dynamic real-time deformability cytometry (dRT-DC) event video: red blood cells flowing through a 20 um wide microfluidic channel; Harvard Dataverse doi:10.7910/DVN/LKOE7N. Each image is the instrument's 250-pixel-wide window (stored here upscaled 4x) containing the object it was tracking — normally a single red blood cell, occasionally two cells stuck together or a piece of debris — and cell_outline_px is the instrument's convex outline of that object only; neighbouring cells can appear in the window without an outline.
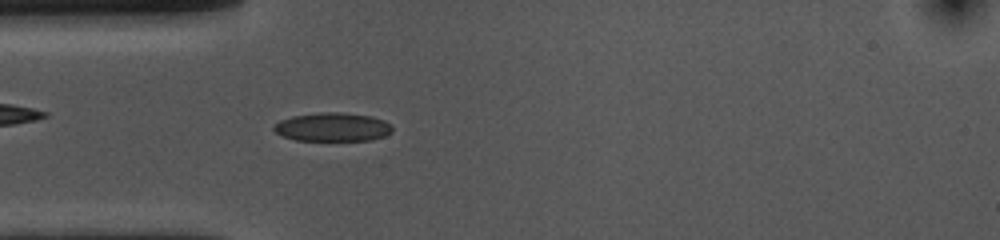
{"species": "common noctule bat (a hibernating species)", "species_latin": "Nyctalus noctula", "temperature_condition": "cold", "stored_images_in_passage": 49, "camera_frame_rate_fps": 3000, "um_per_image_px": 0.085, "animal": {"sex": "female", "body_mass_g": 10.0, "forearm_length_mm": 53.1}, "frame": {"image": 1, "passage_image": 10, "time_ms": 3.0, "image_size_px": [1000, 240], "cell_outline_px": [[392, 132], [384, 136], [372, 140], [296, 140], [284, 136], [276, 132], [272, 128], [280, 120], [292, 116], [320, 112], [344, 112], [372, 116], [384, 120], [392, 128]], "centroid_in_image_um": [28.28, 10.79], "position_along_channel_um": 56.7, "area_um2": 19.71}}
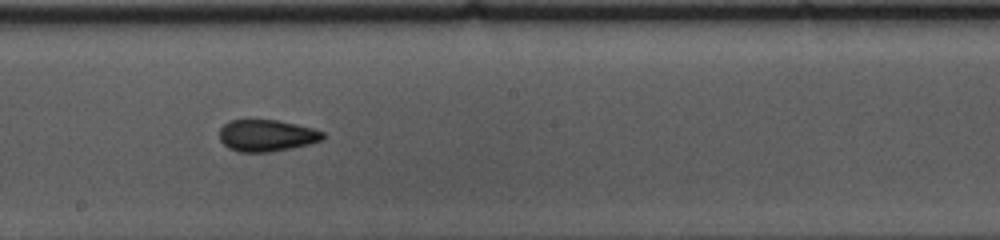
{"frame": {"image": 2, "passage_image": 24, "time_ms": 7.667, "image_size_px": [1000, 240], "cell_outline_px": [[324, 140], [292, 148], [268, 152], [240, 152], [228, 148], [220, 140], [220, 128], [228, 120], [276, 120], [316, 128], [324, 132]], "centroid_in_image_um": [22.69, 11.52], "position_along_channel_um": 225.5, "area_um2": 19.25}}
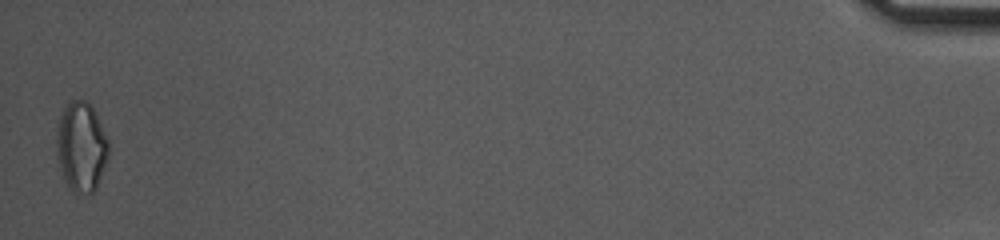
{"frame": {"image": 3, "passage_image": 49, "time_ms": 16.0, "image_size_px": [1000, 240], "cell_outline_px": [[108, 156], [96, 188], [92, 192], [72, 192], [68, 188], [64, 180], [56, 156], [56, 140], [60, 116], [64, 108], [72, 100], [84, 100], [92, 108], [108, 140]], "centroid_in_image_um": [6.88, 12.5], "position_along_channel_um": 428.3, "area_um2": 26.7}, "authors_computed_cell_mechanics": {"area_um2": 19.4786, "velocity_mm_per_s": 3.6346, "shape_relaxation_time_tau1_ms": 4.7203, "shape_relaxation_time_tau2_ms": 3.1936, "deformation_change_tau1": 0.1044, "deformation_change_tau2": 0.0844}}